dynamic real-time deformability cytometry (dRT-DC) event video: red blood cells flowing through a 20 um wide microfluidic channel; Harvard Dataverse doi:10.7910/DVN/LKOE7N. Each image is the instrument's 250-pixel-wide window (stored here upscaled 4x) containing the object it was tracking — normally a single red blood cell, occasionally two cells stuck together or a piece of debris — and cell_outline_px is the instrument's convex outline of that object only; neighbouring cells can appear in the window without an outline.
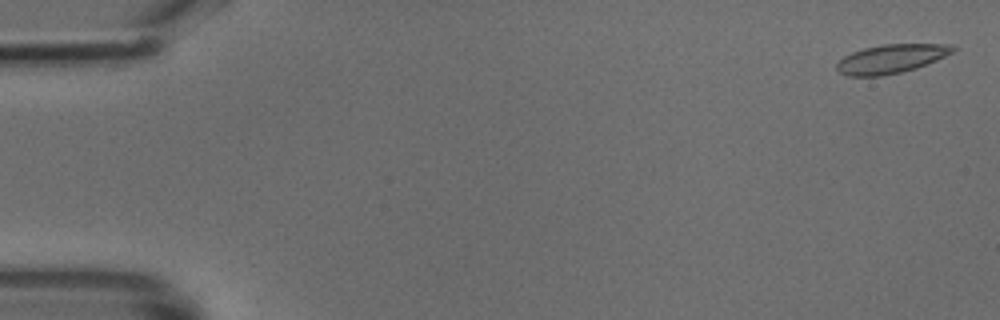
{"species": "common noctule bat (a hibernating species)", "species_latin": "Nyctalus noctula", "temperature_condition": "cold", "stored_images_in_passage": 9, "camera_frame_rate_fps": 3000, "um_per_image_px": 0.085, "animal": {"sex": "male", "body_mass_g": 18.8}, "frame": {"image": 1, "passage_image": 2, "time_ms": 0.333, "image_size_px": [1000, 320], "cell_outline_px": [[956, 48], [952, 52], [936, 60], [916, 68], [900, 72], [880, 76], [848, 76], [840, 72], [836, 68], [836, 64], [844, 56], [852, 52], [864, 48], [884, 44], [948, 44]], "centroid_in_image_um": [75.71, 5.0], "position_along_channel_um": 9.3, "area_um2": 19.25}}